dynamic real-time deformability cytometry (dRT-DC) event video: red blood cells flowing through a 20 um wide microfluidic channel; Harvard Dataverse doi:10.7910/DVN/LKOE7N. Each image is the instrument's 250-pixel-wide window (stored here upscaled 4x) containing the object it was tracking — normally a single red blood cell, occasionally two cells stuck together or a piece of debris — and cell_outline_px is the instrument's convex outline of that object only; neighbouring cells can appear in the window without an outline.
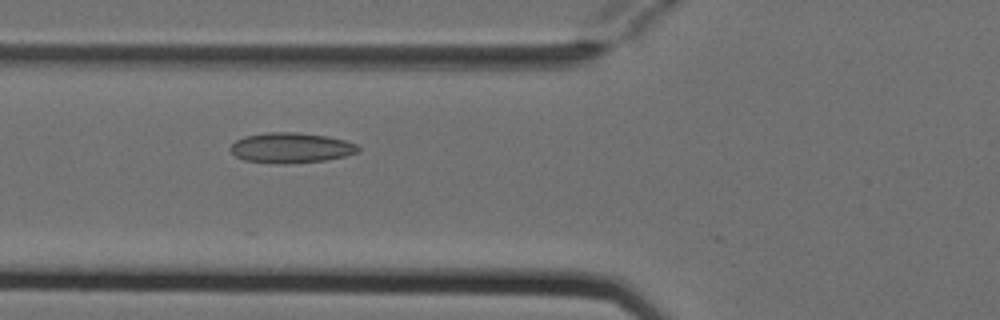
{"species": "Egyptian fruit bat (a non-hibernating species)", "species_latin": "Rousettus aegyptiacus", "temperature_condition": "cold", "stored_images_in_passage": 4, "camera_frame_rate_fps": 3000, "um_per_image_px": 0.085, "animal": {"sex": "female"}, "frame": {"image": 1, "passage_image": 2, "time_ms": 0.333, "image_size_px": [1000, 320], "cell_outline_px": [[360, 152], [328, 160], [288, 164], [276, 164], [244, 160], [236, 156], [228, 148], [236, 140], [244, 136], [268, 132], [300, 132], [328, 136], [344, 140], [356, 144], [360, 148]], "centroid_in_image_um": [24.74, 12.57], "position_along_channel_um": 101.1, "area_um2": 22.83}}
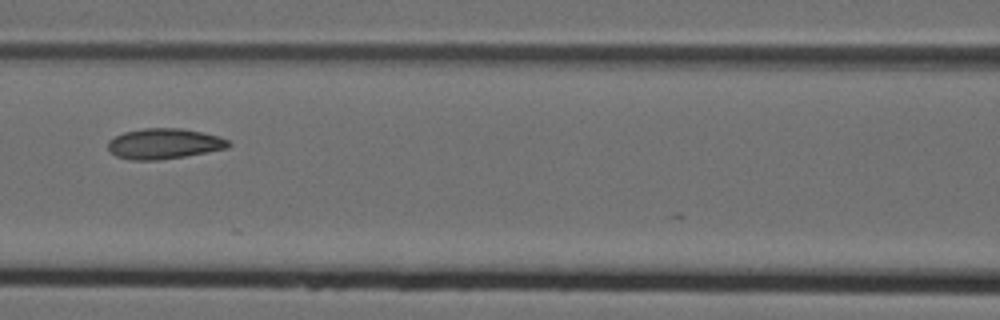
{"frame": {"image": 2, "passage_image": 3, "time_ms": 0.667, "image_size_px": [1000, 320], "cell_outline_px": [[232, 144], [228, 148], [184, 156], [160, 160], [132, 160], [116, 156], [108, 148], [108, 140], [124, 132], [144, 128], [180, 128], [220, 136], [228, 140]], "centroid_in_image_um": [13.95, 12.21], "position_along_channel_um": 152.6, "area_um2": 21.33}}
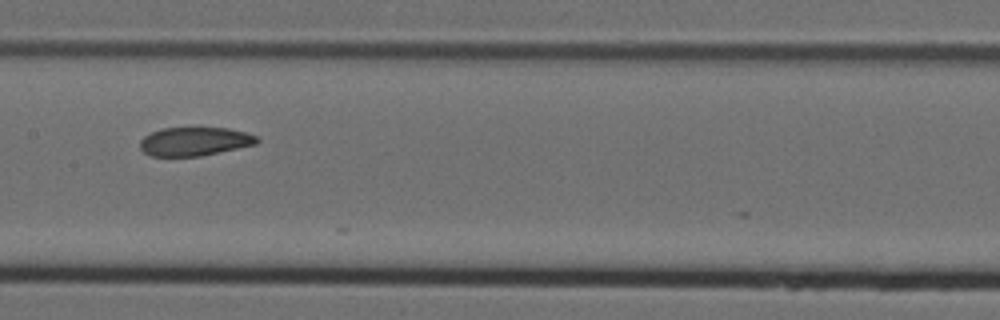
{"frame": {"image": 3, "passage_image": 4, "time_ms": 1.0, "image_size_px": [1000, 320], "cell_outline_px": [[260, 140], [256, 144], [200, 156], [148, 156], [140, 148], [140, 140], [144, 136], [152, 132], [164, 128], [196, 124], [228, 128], [244, 132], [256, 136]], "centroid_in_image_um": [16.52, 11.97], "position_along_channel_um": 190.9, "area_um2": 20.29}}